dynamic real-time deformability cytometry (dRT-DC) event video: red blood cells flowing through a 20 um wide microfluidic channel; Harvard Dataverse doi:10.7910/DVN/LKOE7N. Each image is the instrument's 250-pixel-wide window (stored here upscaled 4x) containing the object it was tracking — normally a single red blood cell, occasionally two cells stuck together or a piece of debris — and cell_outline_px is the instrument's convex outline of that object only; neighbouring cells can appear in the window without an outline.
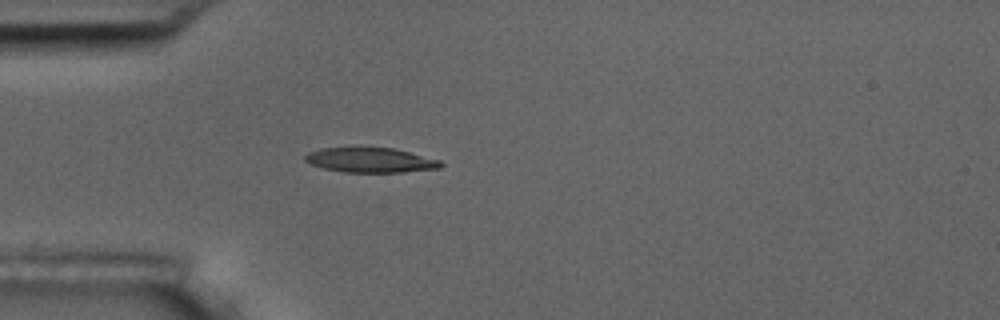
{"species": "common noctule bat (a hibernating species)", "species_latin": "Nyctalus noctula", "temperature_condition": "room temperature", "stored_images_in_passage": 41, "camera_frame_rate_fps": 3000, "um_per_image_px": 0.085, "animal": {"sex": "male", "body_mass_g": 17.5, "forearm_length_mm": 52.3}, "frame": {"image": 1, "passage_image": 1, "time_ms": 0.0, "image_size_px": [1000, 320], "cell_outline_px": [[444, 164], [440, 168], [400, 172], [344, 172], [324, 168], [312, 164], [304, 160], [304, 156], [308, 152], [320, 148], [392, 148], [440, 160]], "centroid_in_image_um": [31.48, 13.61], "position_along_channel_um": 53.5, "area_um2": 19.31}}
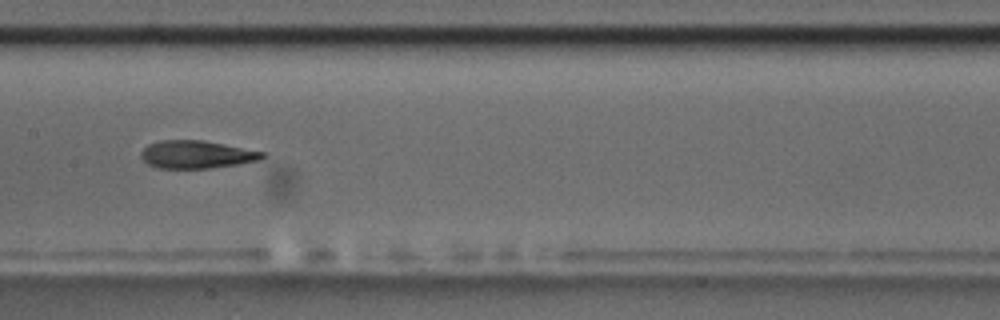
{"frame": {"image": 2, "passage_image": 13, "time_ms": 4.0, "image_size_px": [1000, 320], "cell_outline_px": [[268, 156], [260, 160], [240, 164], [212, 168], [160, 168], [148, 164], [140, 156], [140, 152], [148, 144], [160, 140], [204, 140], [268, 152]], "centroid_in_image_um": [16.78, 13.12], "position_along_channel_um": 190.6, "area_um2": 20.0}}
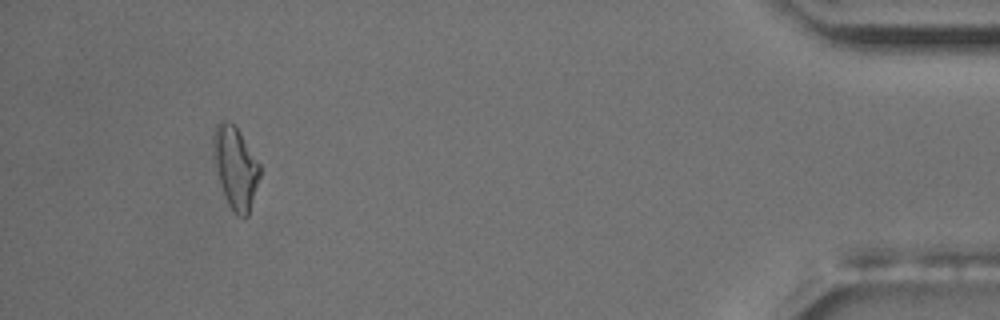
{"frame": {"image": 3, "passage_image": 37, "time_ms": 12.0, "image_size_px": [1000, 320], "cell_outline_px": [[260, 176], [248, 216], [240, 216], [228, 204], [224, 196], [220, 184], [216, 168], [212, 140], [212, 136], [216, 124], [220, 120], [224, 120], [232, 124], [236, 128], [260, 164]], "centroid_in_image_um": [20.0, 14.23], "position_along_channel_um": 415.2, "area_um2": 21.73}, "authors_computed_cell_mechanics": {"area_um2": 20.1144, "velocity_mm_per_s": 3.6292, "shape_relaxation_time_tau1_ms": 6.1804, "shape_relaxation_time_tau2_ms": 3.5014, "deformation_change_tau1": 0.1821, "deformation_change_tau2": 0.1091}}